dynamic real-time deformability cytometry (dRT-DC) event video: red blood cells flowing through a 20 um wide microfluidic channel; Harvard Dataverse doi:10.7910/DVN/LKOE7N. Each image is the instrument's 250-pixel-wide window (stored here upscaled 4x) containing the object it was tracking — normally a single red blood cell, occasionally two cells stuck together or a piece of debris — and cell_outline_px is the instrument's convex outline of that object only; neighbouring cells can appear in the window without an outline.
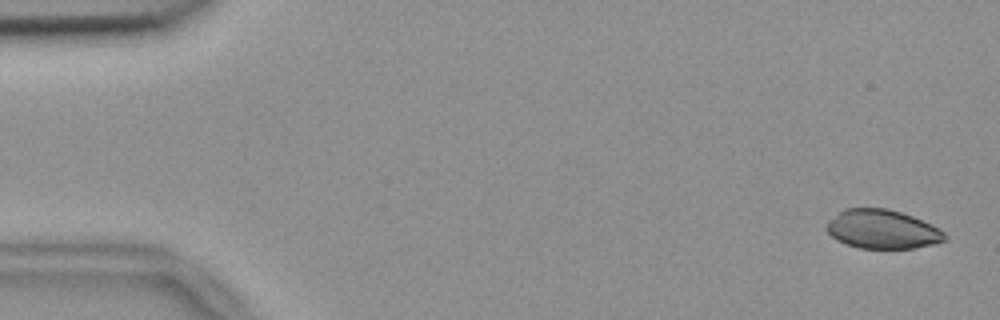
{"species": "common noctule bat (a hibernating species)", "species_latin": "Nyctalus noctula", "temperature_condition": "room temperature", "stored_images_in_passage": 56, "camera_frame_rate_fps": 3000, "um_per_image_px": 0.085, "animal": {"sex": "female", "body_mass_g": 18.4}, "frame": {"image": 1, "passage_image": 2, "time_ms": 0.333, "image_size_px": [1000, 320], "cell_outline_px": [[948, 236], [944, 240], [932, 244], [916, 248], [860, 248], [836, 240], [824, 228], [828, 220], [844, 208], [888, 208], [912, 216], [940, 228]], "centroid_in_image_um": [74.98, 19.48], "position_along_channel_um": 10.0, "area_um2": 26.82}}
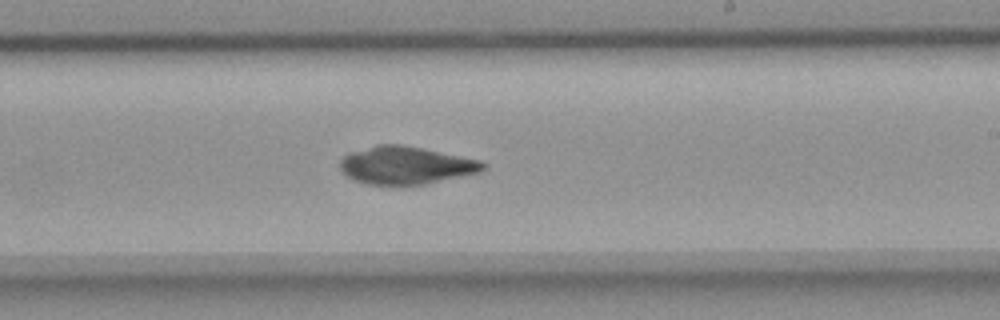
{"frame": {"image": 2, "passage_image": 33, "time_ms": 10.667, "image_size_px": [1000, 320], "cell_outline_px": [[484, 168], [480, 172], [464, 176], [424, 184], [368, 184], [352, 180], [340, 168], [340, 160], [348, 152], [376, 144], [404, 144], [480, 160], [484, 164]], "centroid_in_image_um": [34.47, 14.03], "position_along_channel_um": 254.5, "area_um2": 31.39}}
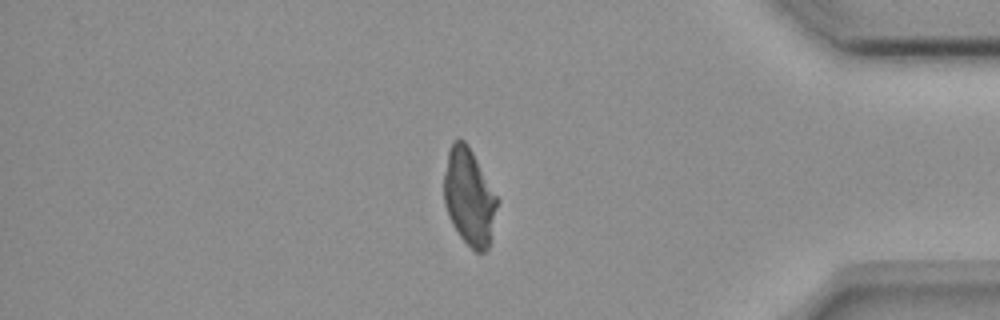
{"frame": {"image": 3, "passage_image": 47, "time_ms": 15.333, "image_size_px": [1000, 320], "cell_outline_px": [[500, 200], [488, 248], [484, 252], [476, 252], [460, 236], [452, 224], [448, 216], [444, 204], [444, 172], [448, 152], [452, 140], [464, 140], [468, 144]], "centroid_in_image_um": [39.89, 16.73], "position_along_channel_um": 395.3, "area_um2": 30.23}}